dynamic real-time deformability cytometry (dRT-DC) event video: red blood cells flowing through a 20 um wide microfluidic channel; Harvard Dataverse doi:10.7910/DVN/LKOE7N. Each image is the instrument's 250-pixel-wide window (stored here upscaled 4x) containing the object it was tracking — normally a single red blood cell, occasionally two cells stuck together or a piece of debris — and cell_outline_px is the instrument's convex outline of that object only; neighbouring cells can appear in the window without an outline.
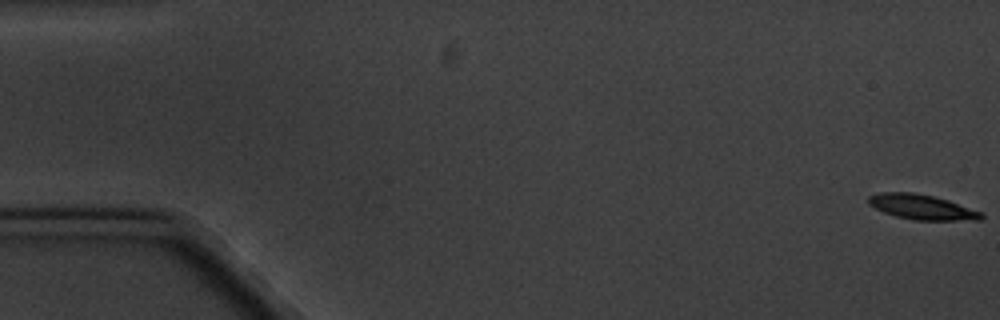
{"species": "common noctule bat (a hibernating species)", "species_latin": "Nyctalus noctula", "temperature_condition": "cold", "stored_images_in_passage": 7, "camera_frame_rate_fps": 3000, "um_per_image_px": 0.085, "animal": {"sex": "male", "body_mass_g": 20.1, "forearm_length_mm": 53.5}, "frame": {"image": 1, "passage_image": 1, "time_ms": 0.0, "image_size_px": [1000, 320], "cell_outline_px": [[984, 216], [980, 220], [912, 220], [896, 216], [884, 212], [868, 204], [868, 196], [880, 192], [912, 192], [932, 196], [948, 200], [984, 212]], "centroid_in_image_um": [78.38, 17.6], "position_along_channel_um": 6.6, "area_um2": 16.47}}
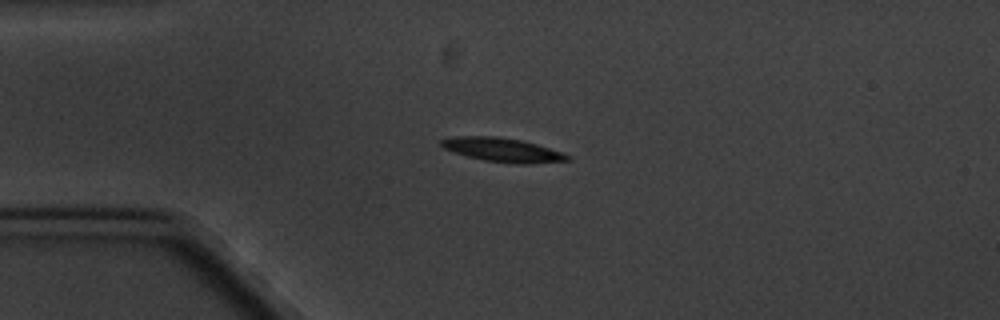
{"frame": {"image": 2, "passage_image": 5, "time_ms": 4.667, "image_size_px": [1000, 320], "cell_outline_px": [[572, 160], [528, 164], [512, 164], [484, 160], [468, 156], [444, 148], [440, 144], [440, 140], [456, 136], [496, 136], [520, 140], [536, 144], [564, 152], [572, 156]], "centroid_in_image_um": [42.79, 12.75], "position_along_channel_um": 42.2, "area_um2": 17.63}}